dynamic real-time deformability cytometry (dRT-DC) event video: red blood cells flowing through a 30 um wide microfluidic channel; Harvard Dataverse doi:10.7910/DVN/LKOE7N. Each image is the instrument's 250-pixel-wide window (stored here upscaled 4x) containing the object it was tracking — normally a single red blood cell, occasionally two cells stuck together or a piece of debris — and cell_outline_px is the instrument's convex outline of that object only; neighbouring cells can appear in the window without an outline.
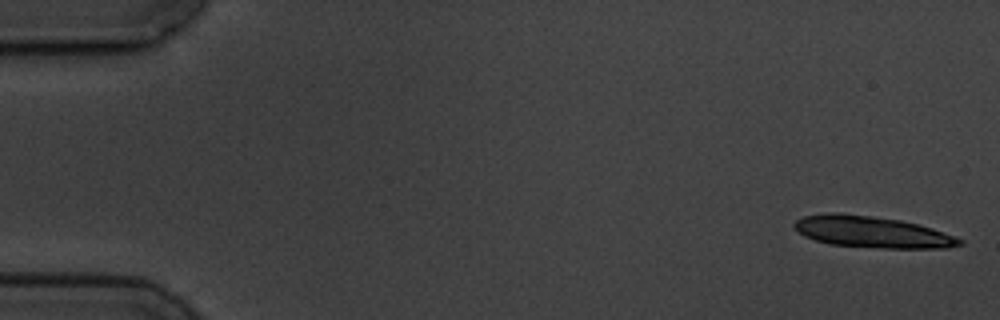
{"species": "common noctule bat (a hibernating species)", "species_latin": "Nyctalus noctula", "temperature_condition": "cold", "stored_images_in_passage": 4, "camera_frame_rate_fps": 3000, "um_per_image_px": 0.085, "animal": {"sex": "male", "body_mass_g": 19.5, "forearm_length_mm": 54.6}, "frame": {"image": 1, "passage_image": 1, "time_ms": 0.0, "image_size_px": [1000, 320], "cell_outline_px": [[964, 244], [948, 248], [884, 248], [828, 244], [804, 236], [792, 224], [796, 220], [804, 216], [828, 212], [836, 212], [872, 216], [900, 220], [932, 228], [964, 240]], "centroid_in_image_um": [74.12, 19.71], "position_along_channel_um": 10.9, "area_um2": 30.17}}